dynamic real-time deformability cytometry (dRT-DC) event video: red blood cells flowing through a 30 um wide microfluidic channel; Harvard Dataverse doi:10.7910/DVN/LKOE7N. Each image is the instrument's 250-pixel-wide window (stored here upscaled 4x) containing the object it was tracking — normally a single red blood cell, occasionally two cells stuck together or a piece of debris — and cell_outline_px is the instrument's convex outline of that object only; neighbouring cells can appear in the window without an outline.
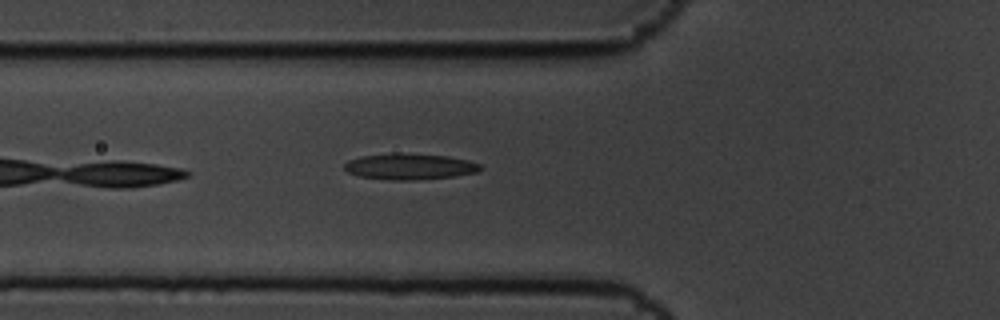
{"species": "common noctule bat (a hibernating species)", "species_latin": "Nyctalus noctula", "temperature_condition": "cold", "stored_images_in_passage": 7, "camera_frame_rate_fps": 3000, "um_per_image_px": 0.085, "animal": {"sex": "male", "body_mass_g": 19.5, "forearm_length_mm": 54.6}, "frame": {"image": 1, "passage_image": 7, "time_ms": 2.0, "image_size_px": [1000, 320], "cell_outline_px": [[484, 168], [476, 172], [456, 176], [412, 180], [392, 180], [360, 176], [348, 172], [344, 168], [344, 164], [348, 160], [360, 156], [392, 152], [400, 152], [448, 156], [468, 160], [480, 164]], "centroid_in_image_um": [34.82, 14.13], "position_along_channel_um": 91.0, "area_um2": 20.87}}